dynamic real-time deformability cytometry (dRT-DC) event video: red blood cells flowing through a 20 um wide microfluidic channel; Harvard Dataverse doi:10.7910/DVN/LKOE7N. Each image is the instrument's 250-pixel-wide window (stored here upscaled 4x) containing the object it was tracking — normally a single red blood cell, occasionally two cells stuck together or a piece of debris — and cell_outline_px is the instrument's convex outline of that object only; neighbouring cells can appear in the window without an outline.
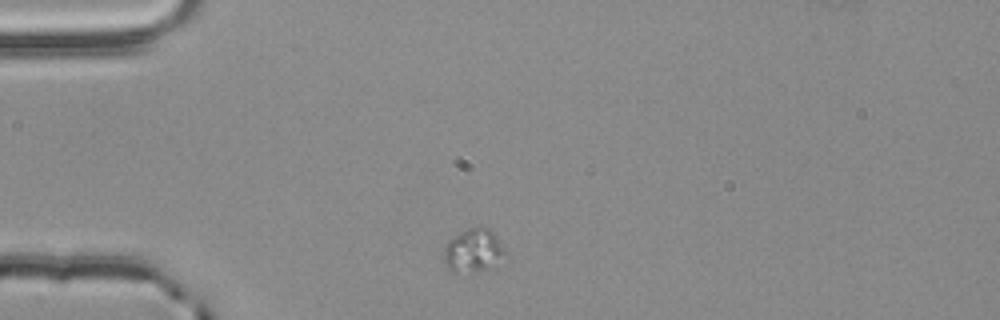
{"species": "common noctule bat (a hibernating species)", "species_latin": "Nyctalus noctula", "temperature_condition": "room temperature", "stored_images_in_passage": 44, "camera_frame_rate_fps": 3000, "um_per_image_px": 0.085, "animal": {"sex": "male", "body_mass_g": 20.4}, "frame": {"image": 1, "passage_image": 1, "time_ms": 0.0, "image_size_px": [1000, 320], "cell_outline_px": [[508, 252], [484, 268], [456, 272], [448, 272], [444, 264], [444, 248], [448, 240], [460, 232], [468, 228], [480, 224], [496, 232]], "centroid_in_image_um": [40.21, 21.2], "position_along_channel_um": 44.8, "area_um2": 15.43}}